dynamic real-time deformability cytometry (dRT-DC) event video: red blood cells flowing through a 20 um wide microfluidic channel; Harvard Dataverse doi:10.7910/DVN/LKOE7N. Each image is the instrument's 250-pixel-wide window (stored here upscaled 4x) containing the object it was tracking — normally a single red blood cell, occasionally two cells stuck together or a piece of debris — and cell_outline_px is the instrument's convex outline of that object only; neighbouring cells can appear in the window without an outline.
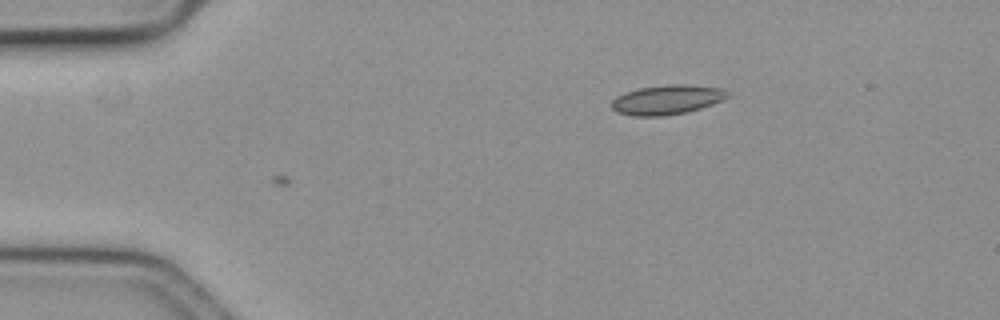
{"species": "common noctule bat (a hibernating species)", "species_latin": "Nyctalus noctula", "temperature_condition": "cold", "stored_images_in_passage": 22, "camera_frame_rate_fps": 3000, "um_per_image_px": 0.085, "animal": {"sex": "female", "body_mass_g": 19.3, "forearm_length_mm": 54.1}, "frame": {"image": 1, "passage_image": 22, "time_ms": 7.0, "image_size_px": [1000, 320], "cell_outline_px": [[732, 96], [724, 100], [688, 112], [668, 116], [636, 116], [616, 112], [612, 108], [612, 100], [616, 96], [624, 92], [640, 88], [668, 84], [684, 84], [724, 88], [732, 92]], "centroid_in_image_um": [56.76, 8.47], "position_along_channel_um": 28.2, "area_um2": 20.35}}